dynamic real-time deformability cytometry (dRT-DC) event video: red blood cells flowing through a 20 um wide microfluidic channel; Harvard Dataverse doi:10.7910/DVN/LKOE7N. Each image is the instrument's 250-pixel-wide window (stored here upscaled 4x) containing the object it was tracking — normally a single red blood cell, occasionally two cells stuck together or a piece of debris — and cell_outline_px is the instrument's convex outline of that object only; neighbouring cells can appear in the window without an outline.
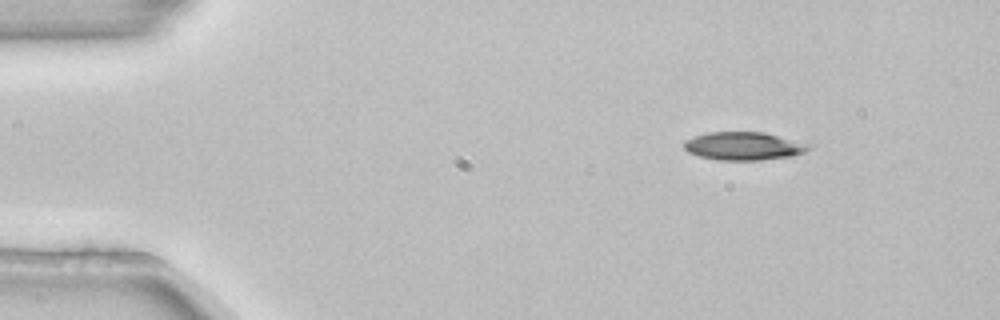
{"species": "common noctule bat (a hibernating species)", "species_latin": "Nyctalus noctula", "temperature_condition": "room temperature", "stored_images_in_passage": 5, "segment_of_instrument_passage": [2, 2], "camera_frame_rate_fps": 3000, "um_per_image_px": 0.085, "animal": {"sex": "female", "body_mass_g": 22.7, "forearm_length_mm": 54.2}, "frame": {"image": 1, "passage_image": 5, "time_ms": 1.333, "image_size_px": [1000, 320], "cell_outline_px": [[816, 144], [812, 148], [804, 152], [792, 156], [760, 160], [716, 160], [700, 156], [688, 152], [684, 148], [684, 140], [708, 132], [764, 132]], "centroid_in_image_um": [63.3, 12.41], "position_along_channel_um": 21.7, "area_um2": 20.75}}